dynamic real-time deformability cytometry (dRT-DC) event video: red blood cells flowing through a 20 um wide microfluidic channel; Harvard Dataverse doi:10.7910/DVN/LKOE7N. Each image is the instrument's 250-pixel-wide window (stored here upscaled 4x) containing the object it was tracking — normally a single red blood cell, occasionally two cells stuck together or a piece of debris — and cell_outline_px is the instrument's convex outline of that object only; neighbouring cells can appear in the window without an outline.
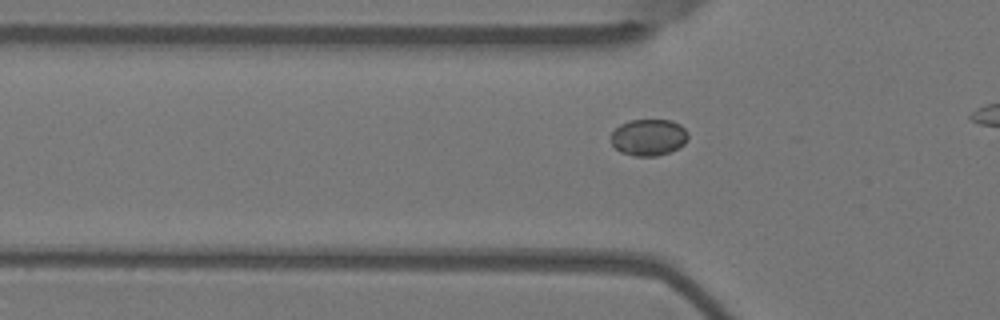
{"species": "Egyptian fruit bat (a non-hibernating species)", "species_latin": "Rousettus aegyptiacus", "temperature_condition": "warm", "stored_images_in_passage": 11, "camera_frame_rate_fps": 3000, "um_per_image_px": 0.085, "animal": {"sex": "female"}, "frame": {"image": 1, "passage_image": 5, "time_ms": 1.333, "image_size_px": [1000, 320], "cell_outline_px": [[688, 136], [684, 144], [668, 152], [656, 156], [636, 156], [620, 152], [612, 144], [612, 132], [620, 124], [628, 120], [672, 120], [680, 124], [688, 132]], "centroid_in_image_um": [55.13, 11.66], "position_along_channel_um": 70.7, "area_um2": 16.36}}
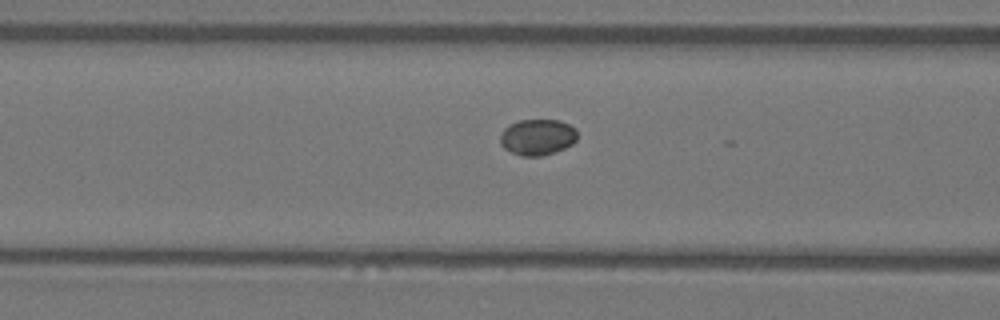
{"frame": {"image": 2, "passage_image": 9, "time_ms": 2.667, "image_size_px": [1000, 320], "cell_outline_px": [[576, 140], [572, 144], [556, 152], [544, 156], [520, 156], [504, 148], [500, 144], [500, 136], [504, 128], [520, 120], [560, 120], [576, 128]], "centroid_in_image_um": [45.69, 11.66], "position_along_channel_um": 120.9, "area_um2": 16.24}}